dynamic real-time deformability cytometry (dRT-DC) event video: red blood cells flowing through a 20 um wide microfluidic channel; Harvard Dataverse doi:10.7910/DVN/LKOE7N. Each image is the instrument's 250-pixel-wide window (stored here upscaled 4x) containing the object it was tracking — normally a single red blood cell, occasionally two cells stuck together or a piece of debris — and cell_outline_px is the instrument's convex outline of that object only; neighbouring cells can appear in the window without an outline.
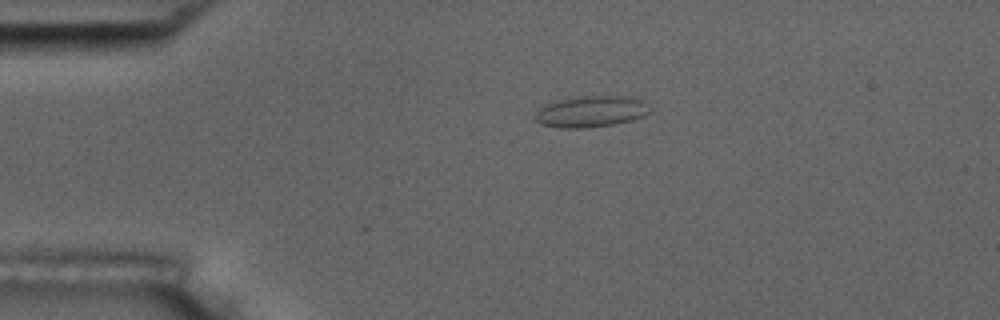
{"species": "common noctule bat (a hibernating species)", "species_latin": "Nyctalus noctula", "temperature_condition": "room temperature", "stored_images_in_passage": 44, "camera_frame_rate_fps": 3000, "um_per_image_px": 0.085, "animal": {"sex": "male", "body_mass_g": 17.5, "forearm_length_mm": 52.3}, "frame": {"image": 1, "passage_image": 1, "time_ms": 0.0, "image_size_px": [1000, 320], "cell_outline_px": [[648, 112], [644, 116], [632, 120], [612, 124], [584, 128], [560, 128], [540, 124], [536, 120], [536, 112], [544, 104], [560, 100], [580, 96], [632, 96], [644, 100]], "centroid_in_image_um": [50.23, 9.47], "position_along_channel_um": 34.8, "area_um2": 20.75}}
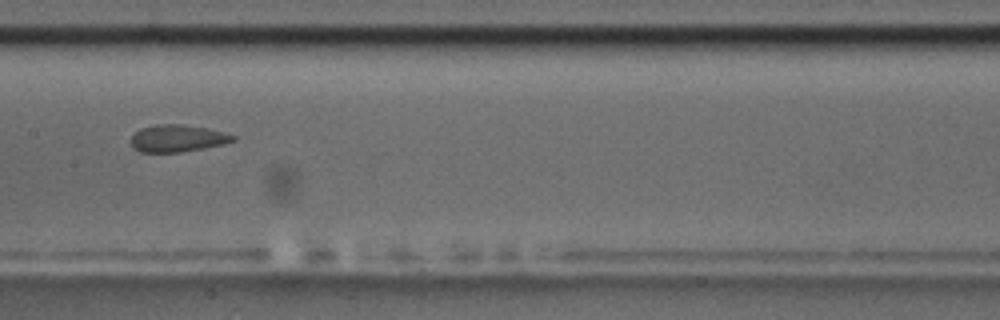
{"frame": {"image": 2, "passage_image": 17, "time_ms": 5.333, "image_size_px": [1000, 320], "cell_outline_px": [[236, 140], [224, 144], [204, 148], [180, 152], [140, 152], [132, 144], [132, 136], [140, 128], [156, 124], [180, 124], [208, 128], [224, 132], [236, 136]], "centroid_in_image_um": [15.12, 11.75], "position_along_channel_um": 192.3, "area_um2": 16.07}}
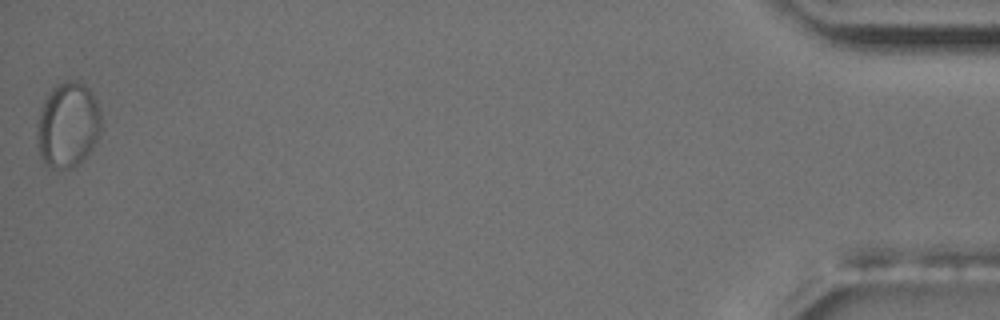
{"frame": {"image": 3, "passage_image": 44, "time_ms": 14.333, "image_size_px": [1000, 320], "cell_outline_px": [[100, 128], [96, 140], [84, 160], [72, 168], [52, 168], [40, 156], [36, 144], [36, 124], [40, 108], [44, 100], [52, 88], [68, 80], [76, 80], [84, 84], [92, 92], [100, 116]], "centroid_in_image_um": [5.72, 10.62], "position_along_channel_um": 429.5, "area_um2": 31.79}, "authors_computed_cell_mechanics": {"area_um2": 17.3978, "velocity_mm_per_s": 3.6755, "shape_relaxation_time_tau1_ms": null, "shape_relaxation_time_tau2_ms": 1.2569, "deformation_change_tau1": null, "deformation_change_tau2": 0.0544}}